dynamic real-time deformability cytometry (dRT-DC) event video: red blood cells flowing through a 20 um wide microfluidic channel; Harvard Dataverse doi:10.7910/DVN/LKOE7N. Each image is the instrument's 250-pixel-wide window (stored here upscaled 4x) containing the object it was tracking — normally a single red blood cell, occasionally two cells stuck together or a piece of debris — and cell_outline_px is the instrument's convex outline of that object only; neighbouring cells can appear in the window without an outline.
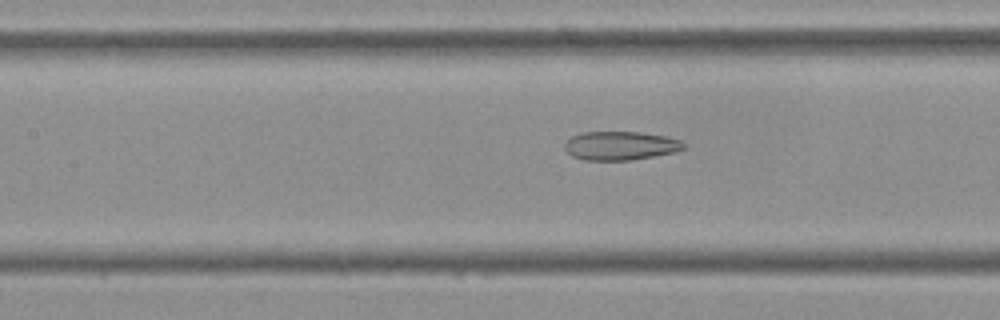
{"species": "Egyptian fruit bat (a non-hibernating species)", "species_latin": "Rousettus aegyptiacus", "temperature_condition": "cold", "stored_images_in_passage": 42, "camera_frame_rate_fps": 3000, "um_per_image_px": 0.085, "frame": {"image": 1, "passage_image": 19, "time_ms": 6.0, "image_size_px": [1000, 320], "cell_outline_px": [[684, 148], [676, 152], [656, 156], [632, 160], [584, 160], [572, 156], [564, 148], [564, 144], [572, 136], [584, 132], [640, 132], [664, 136], [680, 140], [684, 144]], "centroid_in_image_um": [52.74, 12.39], "position_along_channel_um": 154.7, "area_um2": 19.88}}
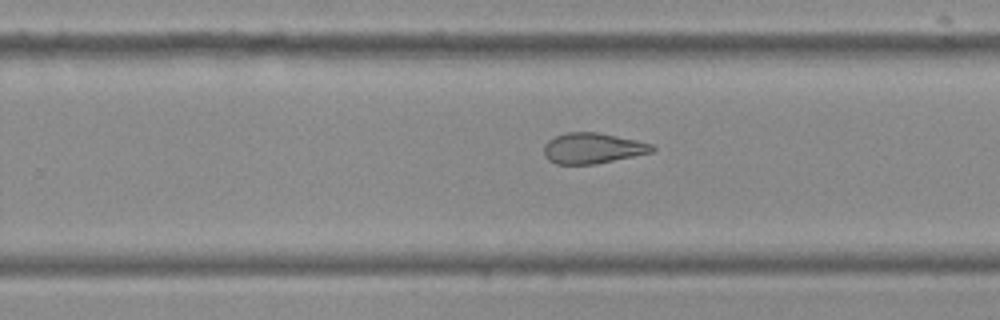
{"frame": {"image": 2, "passage_image": 29, "time_ms": 9.333, "image_size_px": [1000, 320], "cell_outline_px": [[656, 148], [652, 152], [596, 164], [556, 164], [548, 160], [544, 156], [544, 144], [548, 140], [564, 132], [596, 132], [636, 140], [652, 144]], "centroid_in_image_um": [50.34, 12.6], "position_along_channel_um": 279.5, "area_um2": 19.31}}
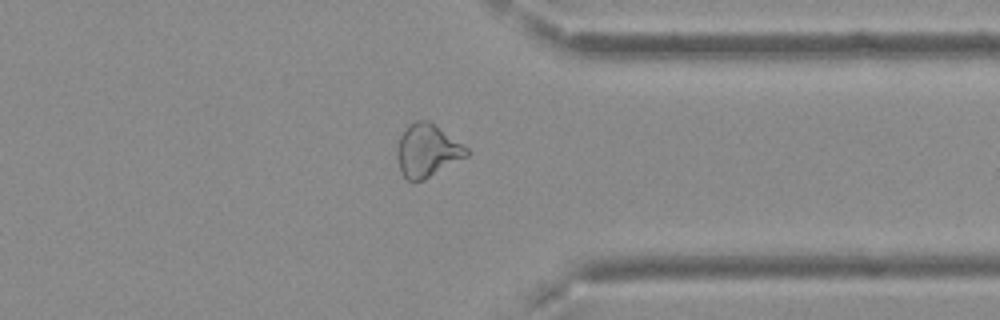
{"frame": {"image": 3, "passage_image": 37, "time_ms": 12.0, "image_size_px": [1000, 320], "cell_outline_px": [[472, 152], [468, 156], [424, 180], [408, 180], [404, 176], [400, 168], [396, 156], [396, 148], [400, 136], [408, 124], [416, 120], [428, 120], [468, 148]], "centroid_in_image_um": [36.32, 12.79], "position_along_channel_um": 375.1, "area_um2": 21.33}, "authors_computed_cell_mechanics": {"area_um2": 21.1837, "velocity_mm_per_s": 3.7493, "shape_relaxation_time_tau1_ms": null, "shape_relaxation_time_tau2_ms": 2.8535, "deformation_change_tau1": null, "deformation_change_tau2": 0.1114}}